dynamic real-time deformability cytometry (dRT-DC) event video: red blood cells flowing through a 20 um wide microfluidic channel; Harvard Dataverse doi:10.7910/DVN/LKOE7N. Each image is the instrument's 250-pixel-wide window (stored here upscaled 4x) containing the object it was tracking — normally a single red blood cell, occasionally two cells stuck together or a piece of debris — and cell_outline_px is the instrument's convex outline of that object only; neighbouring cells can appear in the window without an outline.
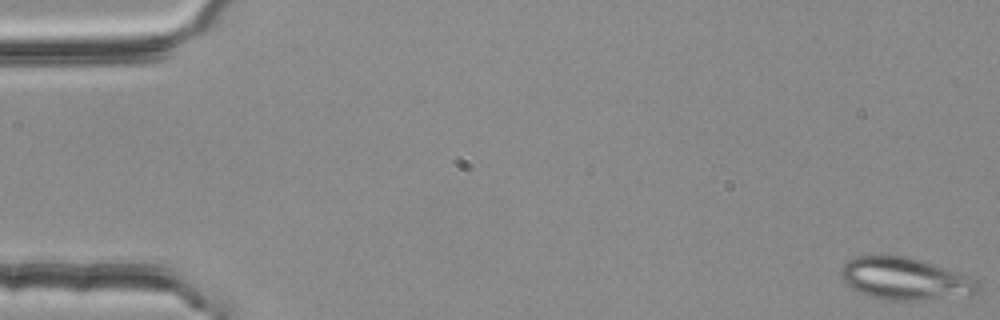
{"species": "common noctule bat (a hibernating species)", "species_latin": "Nyctalus noctula", "temperature_condition": "room temperature", "stored_images_in_passage": 38, "segment_of_instrument_passage": [1, 2], "camera_frame_rate_fps": 3000, "um_per_image_px": 0.085, "animal": {"sex": "female", "body_mass_g": 25.1}, "frame": {"image": 1, "passage_image": 1, "time_ms": 0.0, "image_size_px": [1000, 320], "cell_outline_px": [[980, 292], [972, 296], [924, 300], [884, 300], [868, 296], [852, 288], [840, 276], [840, 268], [848, 260], [856, 256], [904, 256], [932, 264], [956, 272], [976, 280], [980, 284]], "centroid_in_image_um": [76.95, 23.73], "position_along_channel_um": 8.1, "area_um2": 33.64}}